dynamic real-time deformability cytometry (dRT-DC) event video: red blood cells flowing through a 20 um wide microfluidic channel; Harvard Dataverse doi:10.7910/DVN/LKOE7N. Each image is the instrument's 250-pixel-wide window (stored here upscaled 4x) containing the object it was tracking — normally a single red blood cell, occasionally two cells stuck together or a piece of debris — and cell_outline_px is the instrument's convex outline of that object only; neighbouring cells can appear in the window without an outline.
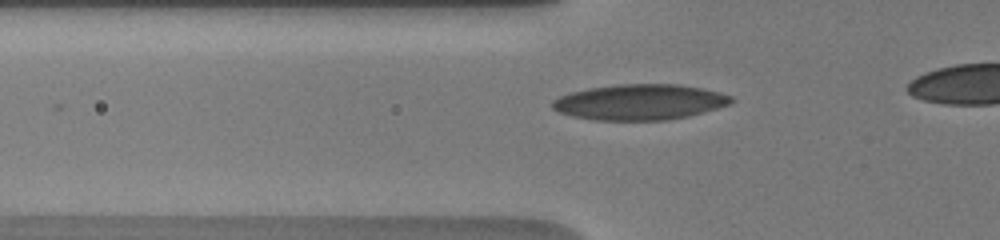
{"species": "human", "species_latin": "Homo sapiens", "temperature_condition": "warm", "stored_images_in_passage": 14, "camera_frame_rate_fps": 3000, "um_per_image_px": 0.085, "donor": {"sex": "male"}, "frame": {"image": 1, "passage_image": 10, "time_ms": 4.0, "image_size_px": [1000, 240], "cell_outline_px": [[732, 100], [728, 104], [716, 108], [688, 116], [664, 120], [592, 120], [572, 116], [560, 112], [552, 108], [552, 100], [560, 96], [572, 92], [588, 88], [620, 84], [680, 84], [720, 92], [732, 96]], "centroid_in_image_um": [54.35, 8.67], "position_along_channel_um": 71.5, "area_um2": 36.88}}